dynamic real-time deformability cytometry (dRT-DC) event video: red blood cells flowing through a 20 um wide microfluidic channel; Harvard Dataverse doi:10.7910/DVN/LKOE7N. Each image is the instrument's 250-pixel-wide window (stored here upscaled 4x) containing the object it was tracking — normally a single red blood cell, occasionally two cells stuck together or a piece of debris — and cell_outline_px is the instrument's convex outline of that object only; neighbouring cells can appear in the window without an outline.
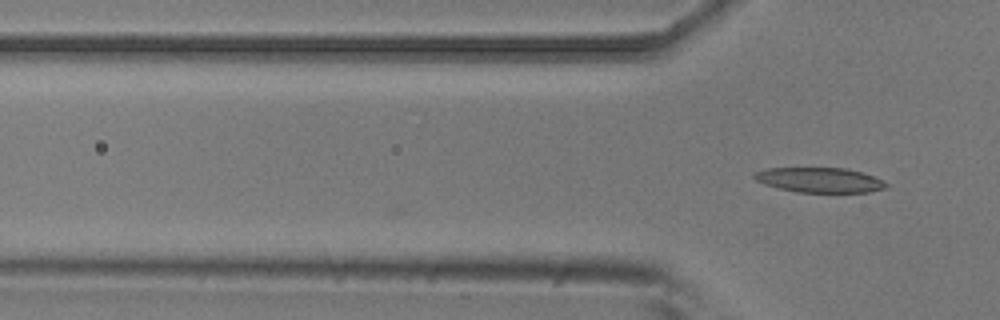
{"species": "common noctule bat (a hibernating species)", "species_latin": "Nyctalus noctula", "temperature_condition": "room temperature", "stored_images_in_passage": 4, "camera_frame_rate_fps": 3000, "um_per_image_px": 0.085, "animal": {"sex": "male", "body_mass_g": 20.5, "forearm_length_mm": 52.5}, "frame": {"image": 1, "passage_image": 4, "time_ms": 1.0, "image_size_px": [1000, 320], "cell_outline_px": [[888, 184], [884, 188], [868, 192], [796, 192], [776, 188], [764, 184], [756, 180], [752, 176], [756, 172], [768, 168], [848, 168], [872, 176]], "centroid_in_image_um": [69.61, 15.3], "position_along_channel_um": 56.2, "area_um2": 18.96}}